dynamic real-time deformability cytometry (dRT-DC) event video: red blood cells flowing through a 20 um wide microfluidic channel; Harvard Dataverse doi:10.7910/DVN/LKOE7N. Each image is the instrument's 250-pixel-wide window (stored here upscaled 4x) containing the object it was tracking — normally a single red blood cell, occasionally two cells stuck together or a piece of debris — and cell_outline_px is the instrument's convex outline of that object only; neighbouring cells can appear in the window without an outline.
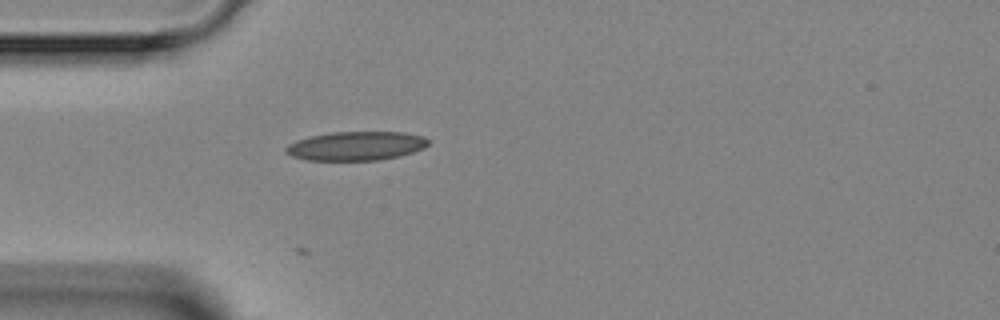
{"species": "Egyptian fruit bat (a non-hibernating species)", "species_latin": "Rousettus aegyptiacus", "temperature_condition": "room temperature", "stored_images_in_passage": 1, "camera_frame_rate_fps": 3000, "um_per_image_px": 0.085, "animal": {"sex": "female"}, "frame": {"image": 1, "passage_image": 1, "time_ms": 0.0, "image_size_px": [1000, 320], "cell_outline_px": [[428, 144], [424, 148], [400, 156], [380, 160], [308, 160], [292, 156], [284, 152], [284, 148], [288, 144], [296, 140], [312, 136], [332, 132], [404, 132], [424, 136], [428, 140]], "centroid_in_image_um": [30.26, 12.4], "position_along_channel_um": 54.7, "area_um2": 24.04}}